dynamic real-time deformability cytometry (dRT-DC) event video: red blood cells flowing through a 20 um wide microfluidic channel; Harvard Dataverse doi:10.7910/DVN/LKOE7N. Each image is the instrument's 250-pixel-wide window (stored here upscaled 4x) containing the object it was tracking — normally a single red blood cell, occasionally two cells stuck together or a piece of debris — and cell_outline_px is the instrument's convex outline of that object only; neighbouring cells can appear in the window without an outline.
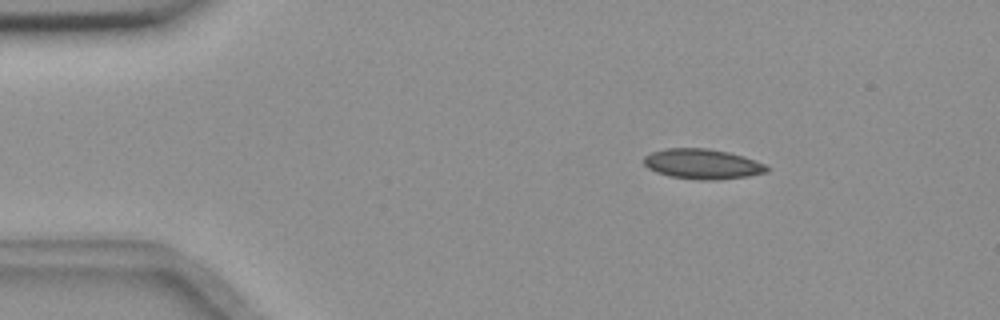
{"species": "common noctule bat (a hibernating species)", "species_latin": "Nyctalus noctula", "temperature_condition": "room temperature", "stored_images_in_passage": 4, "camera_frame_rate_fps": 3000, "um_per_image_px": 0.085, "animal": {"sex": "female", "body_mass_g": 18.4}, "frame": {"image": 1, "passage_image": 2, "time_ms": 0.333, "image_size_px": [1000, 320], "cell_outline_px": [[768, 172], [748, 176], [716, 180], [700, 180], [668, 176], [656, 172], [648, 168], [644, 164], [644, 156], [652, 152], [664, 148], [708, 148], [728, 152], [744, 156], [768, 164]], "centroid_in_image_um": [59.73, 13.94], "position_along_channel_um": 25.3, "area_um2": 21.79}}